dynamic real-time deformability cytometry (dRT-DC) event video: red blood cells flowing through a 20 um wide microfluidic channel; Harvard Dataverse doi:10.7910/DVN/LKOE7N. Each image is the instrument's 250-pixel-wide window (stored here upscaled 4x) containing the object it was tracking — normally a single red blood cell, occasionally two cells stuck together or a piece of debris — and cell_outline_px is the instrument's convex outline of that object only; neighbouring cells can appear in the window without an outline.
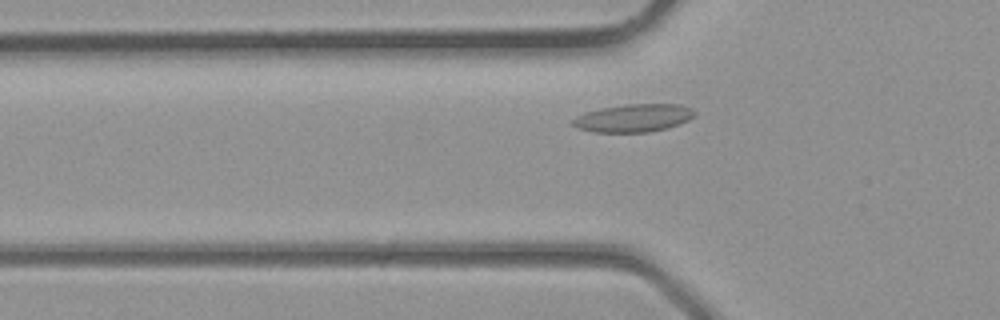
{"species": "common noctule bat (a hibernating species)", "species_latin": "Nyctalus noctula", "temperature_condition": "room temperature", "stored_images_in_passage": 3, "camera_frame_rate_fps": 3000, "um_per_image_px": 0.085, "animal": {"sex": "male", "body_mass_g": 23.1, "forearm_length_mm": 52.7}, "frame": {"image": 1, "passage_image": 3, "time_ms": 0.667, "image_size_px": [1000, 320], "cell_outline_px": [[696, 112], [688, 120], [680, 124], [668, 128], [648, 132], [592, 132], [576, 128], [572, 124], [572, 120], [576, 116], [584, 112], [600, 108], [628, 104], [680, 104], [692, 108]], "centroid_in_image_um": [53.83, 10.03], "position_along_channel_um": 72.0, "area_um2": 19.94}}